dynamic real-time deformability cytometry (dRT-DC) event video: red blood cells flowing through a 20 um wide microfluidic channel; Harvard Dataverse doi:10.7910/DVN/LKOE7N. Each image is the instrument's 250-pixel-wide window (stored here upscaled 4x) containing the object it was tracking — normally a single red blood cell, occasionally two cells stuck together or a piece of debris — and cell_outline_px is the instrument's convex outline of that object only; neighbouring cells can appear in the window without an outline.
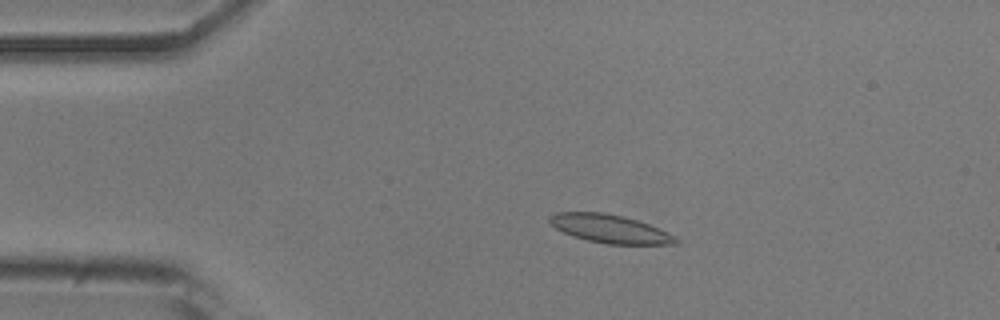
{"species": "common noctule bat (a hibernating species)", "species_latin": "Nyctalus noctula", "temperature_condition": "room temperature", "stored_images_in_passage": 53, "camera_frame_rate_fps": 3000, "um_per_image_px": 0.085, "animal": {"sex": "male", "body_mass_g": 20.5, "forearm_length_mm": 52.5}, "frame": {"image": 1, "passage_image": 11, "time_ms": 3.333, "image_size_px": [1000, 320], "cell_outline_px": [[680, 244], [608, 244], [588, 240], [572, 236], [556, 228], [548, 220], [548, 216], [556, 212], [604, 212], [624, 216], [648, 224], [668, 232], [676, 236], [680, 240]], "centroid_in_image_um": [51.86, 19.44], "position_along_channel_um": 33.1, "area_um2": 20.87}}
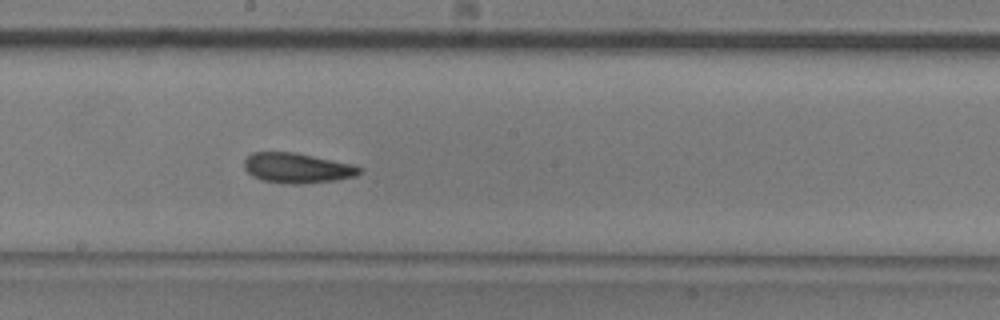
{"frame": {"image": 2, "passage_image": 29, "time_ms": 9.333, "image_size_px": [1000, 320], "cell_outline_px": [[360, 172], [356, 176], [336, 180], [300, 184], [284, 184], [260, 180], [252, 176], [244, 168], [244, 160], [252, 152], [292, 152], [352, 164], [360, 168]], "centroid_in_image_um": [25.2, 14.29], "position_along_channel_um": 223.0, "area_um2": 20.11}}
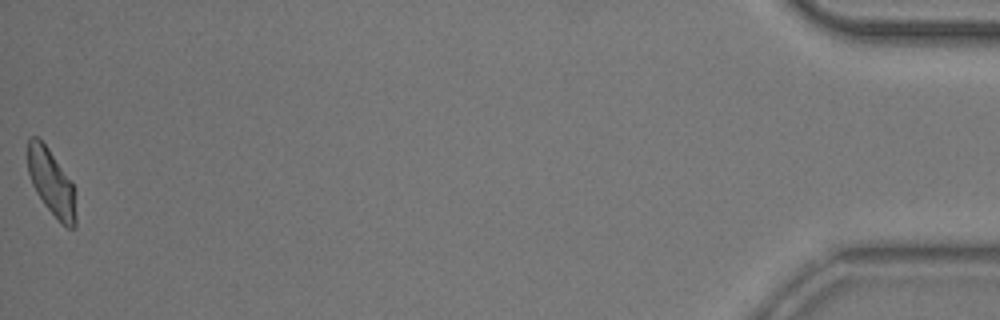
{"frame": {"image": 3, "passage_image": 53, "time_ms": 17.333, "image_size_px": [1000, 320], "cell_outline_px": [[76, 228], [68, 228], [44, 204], [36, 192], [32, 184], [28, 172], [28, 140], [32, 136], [36, 136], [48, 148], [72, 184], [76, 216]], "centroid_in_image_um": [4.35, 15.51], "position_along_channel_um": 430.9, "area_um2": 17.86}, "authors_computed_cell_mechanics": {"area_um2": 20.0566, "velocity_mm_per_s": 3.8379, "shape_relaxation_time_tau1_ms": 7.6444, "shape_relaxation_time_tau2_ms": 2.963, "deformation_change_tau1": 0.1848, "deformation_change_tau2": 0.1001}}